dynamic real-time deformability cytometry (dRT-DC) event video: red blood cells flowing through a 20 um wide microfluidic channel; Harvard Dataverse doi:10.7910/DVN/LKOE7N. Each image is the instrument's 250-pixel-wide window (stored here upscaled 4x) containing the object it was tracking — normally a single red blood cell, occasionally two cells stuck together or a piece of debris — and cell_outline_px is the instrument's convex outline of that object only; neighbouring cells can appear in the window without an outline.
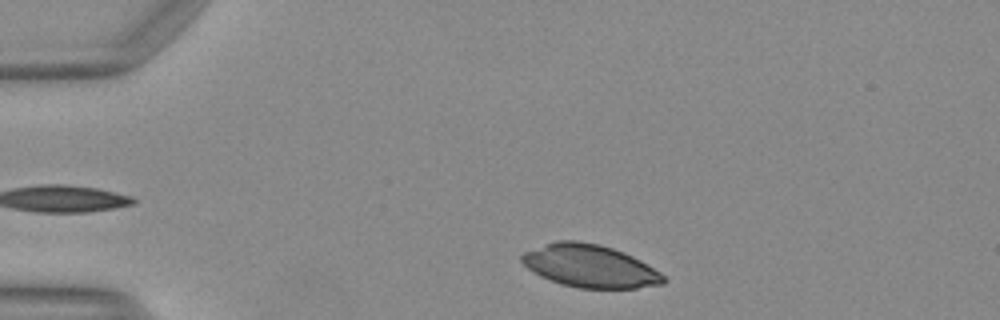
{"species": "Egyptian fruit bat (a non-hibernating species)", "species_latin": "Rousettus aegyptiacus", "temperature_condition": "warm", "stored_images_in_passage": 34, "camera_frame_rate_fps": 3000, "um_per_image_px": 0.085, "animal": {"sex": "female"}, "frame": {"image": 1, "passage_image": 2, "time_ms": 0.333, "image_size_px": [1000, 320], "cell_outline_px": [[668, 280], [664, 284], [636, 288], [580, 288], [560, 284], [548, 280], [540, 276], [528, 268], [520, 260], [520, 256], [524, 252], [556, 240], [576, 240], [600, 244], [612, 248], [632, 256], [640, 260], [660, 272]], "centroid_in_image_um": [50.14, 22.62], "position_along_channel_um": 34.9, "area_um2": 35.32}}